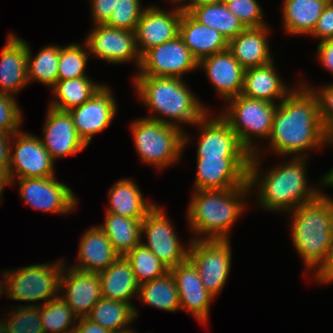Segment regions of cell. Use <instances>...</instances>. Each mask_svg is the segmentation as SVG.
<instances>
[{"mask_svg": "<svg viewBox=\"0 0 333 333\" xmlns=\"http://www.w3.org/2000/svg\"><path fill=\"white\" fill-rule=\"evenodd\" d=\"M330 0H284L282 17L288 34L309 35Z\"/></svg>", "mask_w": 333, "mask_h": 333, "instance_id": "obj_30", "label": "cell"}, {"mask_svg": "<svg viewBox=\"0 0 333 333\" xmlns=\"http://www.w3.org/2000/svg\"><path fill=\"white\" fill-rule=\"evenodd\" d=\"M130 125L140 159L159 170L180 160L189 141L183 129L146 117L136 119Z\"/></svg>", "mask_w": 333, "mask_h": 333, "instance_id": "obj_6", "label": "cell"}, {"mask_svg": "<svg viewBox=\"0 0 333 333\" xmlns=\"http://www.w3.org/2000/svg\"><path fill=\"white\" fill-rule=\"evenodd\" d=\"M63 333H78V329L75 326V327H73V328H71L69 330H65Z\"/></svg>", "mask_w": 333, "mask_h": 333, "instance_id": "obj_57", "label": "cell"}, {"mask_svg": "<svg viewBox=\"0 0 333 333\" xmlns=\"http://www.w3.org/2000/svg\"><path fill=\"white\" fill-rule=\"evenodd\" d=\"M109 206L105 213H114L142 221L157 205L146 201L141 190L130 178L117 181L109 190Z\"/></svg>", "mask_w": 333, "mask_h": 333, "instance_id": "obj_29", "label": "cell"}, {"mask_svg": "<svg viewBox=\"0 0 333 333\" xmlns=\"http://www.w3.org/2000/svg\"><path fill=\"white\" fill-rule=\"evenodd\" d=\"M14 96L0 93V132L13 135L20 131L23 114Z\"/></svg>", "mask_w": 333, "mask_h": 333, "instance_id": "obj_43", "label": "cell"}, {"mask_svg": "<svg viewBox=\"0 0 333 333\" xmlns=\"http://www.w3.org/2000/svg\"><path fill=\"white\" fill-rule=\"evenodd\" d=\"M4 277L5 280H2L0 279V297L2 295V293H5L6 291V295H7V275H6V270L4 271V273L2 274ZM5 289V291H4Z\"/></svg>", "mask_w": 333, "mask_h": 333, "instance_id": "obj_54", "label": "cell"}, {"mask_svg": "<svg viewBox=\"0 0 333 333\" xmlns=\"http://www.w3.org/2000/svg\"><path fill=\"white\" fill-rule=\"evenodd\" d=\"M100 85V83L92 82L89 77L57 80L52 87L55 99L50 101L49 107L60 111H70L87 102Z\"/></svg>", "mask_w": 333, "mask_h": 333, "instance_id": "obj_35", "label": "cell"}, {"mask_svg": "<svg viewBox=\"0 0 333 333\" xmlns=\"http://www.w3.org/2000/svg\"><path fill=\"white\" fill-rule=\"evenodd\" d=\"M182 14L183 11L176 7L168 12L156 6H146L134 31L140 54L179 36Z\"/></svg>", "mask_w": 333, "mask_h": 333, "instance_id": "obj_18", "label": "cell"}, {"mask_svg": "<svg viewBox=\"0 0 333 333\" xmlns=\"http://www.w3.org/2000/svg\"><path fill=\"white\" fill-rule=\"evenodd\" d=\"M27 42L9 33L0 55V93L15 96L27 86Z\"/></svg>", "mask_w": 333, "mask_h": 333, "instance_id": "obj_23", "label": "cell"}, {"mask_svg": "<svg viewBox=\"0 0 333 333\" xmlns=\"http://www.w3.org/2000/svg\"><path fill=\"white\" fill-rule=\"evenodd\" d=\"M8 314L4 320L8 333H44L40 305H21Z\"/></svg>", "mask_w": 333, "mask_h": 333, "instance_id": "obj_40", "label": "cell"}, {"mask_svg": "<svg viewBox=\"0 0 333 333\" xmlns=\"http://www.w3.org/2000/svg\"><path fill=\"white\" fill-rule=\"evenodd\" d=\"M142 6L140 0H116L115 9L106 25L134 32L145 9Z\"/></svg>", "mask_w": 333, "mask_h": 333, "instance_id": "obj_41", "label": "cell"}, {"mask_svg": "<svg viewBox=\"0 0 333 333\" xmlns=\"http://www.w3.org/2000/svg\"><path fill=\"white\" fill-rule=\"evenodd\" d=\"M251 157H197L195 190L231 189L248 182Z\"/></svg>", "mask_w": 333, "mask_h": 333, "instance_id": "obj_15", "label": "cell"}, {"mask_svg": "<svg viewBox=\"0 0 333 333\" xmlns=\"http://www.w3.org/2000/svg\"><path fill=\"white\" fill-rule=\"evenodd\" d=\"M198 68L204 69L215 91L225 102L242 93L245 69L228 49L201 59Z\"/></svg>", "mask_w": 333, "mask_h": 333, "instance_id": "obj_22", "label": "cell"}, {"mask_svg": "<svg viewBox=\"0 0 333 333\" xmlns=\"http://www.w3.org/2000/svg\"><path fill=\"white\" fill-rule=\"evenodd\" d=\"M268 140V148L276 156L308 157L305 151L330 145V136L320 119L317 98L310 88L300 83L279 102Z\"/></svg>", "mask_w": 333, "mask_h": 333, "instance_id": "obj_1", "label": "cell"}, {"mask_svg": "<svg viewBox=\"0 0 333 333\" xmlns=\"http://www.w3.org/2000/svg\"><path fill=\"white\" fill-rule=\"evenodd\" d=\"M19 194L31 208L57 214H68L76 209L77 198L70 187L55 176L20 178Z\"/></svg>", "mask_w": 333, "mask_h": 333, "instance_id": "obj_13", "label": "cell"}, {"mask_svg": "<svg viewBox=\"0 0 333 333\" xmlns=\"http://www.w3.org/2000/svg\"><path fill=\"white\" fill-rule=\"evenodd\" d=\"M100 276L102 297L121 302L132 303L138 295L139 284L136 281L131 263L125 256H119Z\"/></svg>", "mask_w": 333, "mask_h": 333, "instance_id": "obj_28", "label": "cell"}, {"mask_svg": "<svg viewBox=\"0 0 333 333\" xmlns=\"http://www.w3.org/2000/svg\"><path fill=\"white\" fill-rule=\"evenodd\" d=\"M77 320L78 333H112L87 317L78 318Z\"/></svg>", "mask_w": 333, "mask_h": 333, "instance_id": "obj_50", "label": "cell"}, {"mask_svg": "<svg viewBox=\"0 0 333 333\" xmlns=\"http://www.w3.org/2000/svg\"><path fill=\"white\" fill-rule=\"evenodd\" d=\"M224 3L246 28H260L267 25L263 20L262 7L257 0H224Z\"/></svg>", "mask_w": 333, "mask_h": 333, "instance_id": "obj_42", "label": "cell"}, {"mask_svg": "<svg viewBox=\"0 0 333 333\" xmlns=\"http://www.w3.org/2000/svg\"><path fill=\"white\" fill-rule=\"evenodd\" d=\"M188 13L199 23L221 33L228 42L246 29L224 2L196 6Z\"/></svg>", "mask_w": 333, "mask_h": 333, "instance_id": "obj_33", "label": "cell"}, {"mask_svg": "<svg viewBox=\"0 0 333 333\" xmlns=\"http://www.w3.org/2000/svg\"><path fill=\"white\" fill-rule=\"evenodd\" d=\"M310 35L321 41L333 39V0L326 5Z\"/></svg>", "mask_w": 333, "mask_h": 333, "instance_id": "obj_45", "label": "cell"}, {"mask_svg": "<svg viewBox=\"0 0 333 333\" xmlns=\"http://www.w3.org/2000/svg\"><path fill=\"white\" fill-rule=\"evenodd\" d=\"M5 186H7V184H6V181H5V179L0 175V202H2L1 200V198H2V193H3V190H4V188H5Z\"/></svg>", "mask_w": 333, "mask_h": 333, "instance_id": "obj_55", "label": "cell"}, {"mask_svg": "<svg viewBox=\"0 0 333 333\" xmlns=\"http://www.w3.org/2000/svg\"><path fill=\"white\" fill-rule=\"evenodd\" d=\"M138 314L135 304L101 297L87 318L112 333H126L135 331L129 325Z\"/></svg>", "mask_w": 333, "mask_h": 333, "instance_id": "obj_31", "label": "cell"}, {"mask_svg": "<svg viewBox=\"0 0 333 333\" xmlns=\"http://www.w3.org/2000/svg\"><path fill=\"white\" fill-rule=\"evenodd\" d=\"M133 85L140 101L156 113L146 118L182 129V123L194 125L210 111L181 78L136 76Z\"/></svg>", "mask_w": 333, "mask_h": 333, "instance_id": "obj_3", "label": "cell"}, {"mask_svg": "<svg viewBox=\"0 0 333 333\" xmlns=\"http://www.w3.org/2000/svg\"><path fill=\"white\" fill-rule=\"evenodd\" d=\"M324 192L309 203L289 211L291 237L305 270L314 272L324 262L333 241V199Z\"/></svg>", "mask_w": 333, "mask_h": 333, "instance_id": "obj_5", "label": "cell"}, {"mask_svg": "<svg viewBox=\"0 0 333 333\" xmlns=\"http://www.w3.org/2000/svg\"><path fill=\"white\" fill-rule=\"evenodd\" d=\"M43 130V138L40 140L54 161L76 155L87 147L78 135L68 111L49 107Z\"/></svg>", "mask_w": 333, "mask_h": 333, "instance_id": "obj_21", "label": "cell"}, {"mask_svg": "<svg viewBox=\"0 0 333 333\" xmlns=\"http://www.w3.org/2000/svg\"><path fill=\"white\" fill-rule=\"evenodd\" d=\"M224 112L219 115L236 133L241 145L251 154L259 155L260 146L255 138L266 140L270 137L273 116L277 104L265 100L246 97L242 94L226 101ZM254 140V143H253Z\"/></svg>", "mask_w": 333, "mask_h": 333, "instance_id": "obj_7", "label": "cell"}, {"mask_svg": "<svg viewBox=\"0 0 333 333\" xmlns=\"http://www.w3.org/2000/svg\"><path fill=\"white\" fill-rule=\"evenodd\" d=\"M173 227L158 204L142 220L141 235L145 234L147 242L141 243L169 269L185 262L189 250V244L185 246L179 241Z\"/></svg>", "mask_w": 333, "mask_h": 333, "instance_id": "obj_11", "label": "cell"}, {"mask_svg": "<svg viewBox=\"0 0 333 333\" xmlns=\"http://www.w3.org/2000/svg\"><path fill=\"white\" fill-rule=\"evenodd\" d=\"M317 59L321 66L333 74V39L320 41L317 46Z\"/></svg>", "mask_w": 333, "mask_h": 333, "instance_id": "obj_49", "label": "cell"}, {"mask_svg": "<svg viewBox=\"0 0 333 333\" xmlns=\"http://www.w3.org/2000/svg\"><path fill=\"white\" fill-rule=\"evenodd\" d=\"M85 43L92 57H98L109 64H136L137 70L141 62V54L137 47L135 32L119 30L106 24L94 25Z\"/></svg>", "mask_w": 333, "mask_h": 333, "instance_id": "obj_14", "label": "cell"}, {"mask_svg": "<svg viewBox=\"0 0 333 333\" xmlns=\"http://www.w3.org/2000/svg\"><path fill=\"white\" fill-rule=\"evenodd\" d=\"M209 111L194 125L199 126L197 157H251L236 133L219 115L210 118ZM216 117V118H215Z\"/></svg>", "mask_w": 333, "mask_h": 333, "instance_id": "obj_17", "label": "cell"}, {"mask_svg": "<svg viewBox=\"0 0 333 333\" xmlns=\"http://www.w3.org/2000/svg\"><path fill=\"white\" fill-rule=\"evenodd\" d=\"M312 90L315 94L318 101V108L320 119L323 123V126L327 132V134L332 137L333 136V83L324 85L320 89H315L314 87H309L310 85H306ZM318 90V91H317Z\"/></svg>", "mask_w": 333, "mask_h": 333, "instance_id": "obj_44", "label": "cell"}, {"mask_svg": "<svg viewBox=\"0 0 333 333\" xmlns=\"http://www.w3.org/2000/svg\"><path fill=\"white\" fill-rule=\"evenodd\" d=\"M12 136L0 132V175L8 186V172L10 166V144Z\"/></svg>", "mask_w": 333, "mask_h": 333, "instance_id": "obj_48", "label": "cell"}, {"mask_svg": "<svg viewBox=\"0 0 333 333\" xmlns=\"http://www.w3.org/2000/svg\"><path fill=\"white\" fill-rule=\"evenodd\" d=\"M190 240L188 259L197 268L205 289L216 298L223 290L231 268L230 241Z\"/></svg>", "mask_w": 333, "mask_h": 333, "instance_id": "obj_9", "label": "cell"}, {"mask_svg": "<svg viewBox=\"0 0 333 333\" xmlns=\"http://www.w3.org/2000/svg\"><path fill=\"white\" fill-rule=\"evenodd\" d=\"M141 302L167 312L180 311L177 286L169 271L148 282L139 285L138 295Z\"/></svg>", "mask_w": 333, "mask_h": 333, "instance_id": "obj_34", "label": "cell"}, {"mask_svg": "<svg viewBox=\"0 0 333 333\" xmlns=\"http://www.w3.org/2000/svg\"><path fill=\"white\" fill-rule=\"evenodd\" d=\"M220 2H224V0H192L190 5L184 11L188 12L191 8L196 7V6L220 3Z\"/></svg>", "mask_w": 333, "mask_h": 333, "instance_id": "obj_52", "label": "cell"}, {"mask_svg": "<svg viewBox=\"0 0 333 333\" xmlns=\"http://www.w3.org/2000/svg\"><path fill=\"white\" fill-rule=\"evenodd\" d=\"M40 305V316L44 333H63L76 326L77 317L72 309L58 296L46 303L31 304ZM50 331V332H49Z\"/></svg>", "mask_w": 333, "mask_h": 333, "instance_id": "obj_37", "label": "cell"}, {"mask_svg": "<svg viewBox=\"0 0 333 333\" xmlns=\"http://www.w3.org/2000/svg\"><path fill=\"white\" fill-rule=\"evenodd\" d=\"M60 293L64 294L61 295L62 299L77 318L87 317L93 306L102 297L100 276L98 273L84 272L71 266L68 268L63 266Z\"/></svg>", "mask_w": 333, "mask_h": 333, "instance_id": "obj_19", "label": "cell"}, {"mask_svg": "<svg viewBox=\"0 0 333 333\" xmlns=\"http://www.w3.org/2000/svg\"><path fill=\"white\" fill-rule=\"evenodd\" d=\"M131 263L138 284L165 275L170 269L162 263L145 245L139 243L126 256Z\"/></svg>", "mask_w": 333, "mask_h": 333, "instance_id": "obj_38", "label": "cell"}, {"mask_svg": "<svg viewBox=\"0 0 333 333\" xmlns=\"http://www.w3.org/2000/svg\"><path fill=\"white\" fill-rule=\"evenodd\" d=\"M179 296L180 310L190 312L206 324L209 320L210 304L215 298L205 289L197 268L187 259L171 268Z\"/></svg>", "mask_w": 333, "mask_h": 333, "instance_id": "obj_20", "label": "cell"}, {"mask_svg": "<svg viewBox=\"0 0 333 333\" xmlns=\"http://www.w3.org/2000/svg\"><path fill=\"white\" fill-rule=\"evenodd\" d=\"M198 61L192 56L180 36L154 46L141 55L136 76L181 78L197 70Z\"/></svg>", "mask_w": 333, "mask_h": 333, "instance_id": "obj_12", "label": "cell"}, {"mask_svg": "<svg viewBox=\"0 0 333 333\" xmlns=\"http://www.w3.org/2000/svg\"><path fill=\"white\" fill-rule=\"evenodd\" d=\"M90 4L94 25L106 24L115 9L116 0H91Z\"/></svg>", "mask_w": 333, "mask_h": 333, "instance_id": "obj_46", "label": "cell"}, {"mask_svg": "<svg viewBox=\"0 0 333 333\" xmlns=\"http://www.w3.org/2000/svg\"><path fill=\"white\" fill-rule=\"evenodd\" d=\"M59 261V262H58ZM28 265L7 275V295L12 300L46 303L60 296V278L65 262Z\"/></svg>", "mask_w": 333, "mask_h": 333, "instance_id": "obj_8", "label": "cell"}, {"mask_svg": "<svg viewBox=\"0 0 333 333\" xmlns=\"http://www.w3.org/2000/svg\"><path fill=\"white\" fill-rule=\"evenodd\" d=\"M179 36L198 62L205 57L228 49L229 42L221 33L199 23L185 11L181 16Z\"/></svg>", "mask_w": 333, "mask_h": 333, "instance_id": "obj_25", "label": "cell"}, {"mask_svg": "<svg viewBox=\"0 0 333 333\" xmlns=\"http://www.w3.org/2000/svg\"><path fill=\"white\" fill-rule=\"evenodd\" d=\"M0 333H8L5 322L0 321Z\"/></svg>", "mask_w": 333, "mask_h": 333, "instance_id": "obj_56", "label": "cell"}, {"mask_svg": "<svg viewBox=\"0 0 333 333\" xmlns=\"http://www.w3.org/2000/svg\"><path fill=\"white\" fill-rule=\"evenodd\" d=\"M9 157V186L20 178L55 176L54 162L56 161L51 158L40 137L34 134L21 132V130L13 134Z\"/></svg>", "mask_w": 333, "mask_h": 333, "instance_id": "obj_10", "label": "cell"}, {"mask_svg": "<svg viewBox=\"0 0 333 333\" xmlns=\"http://www.w3.org/2000/svg\"><path fill=\"white\" fill-rule=\"evenodd\" d=\"M330 144H333V136L330 137ZM320 186L324 187H332L333 186V167L327 174L324 175L323 178L320 179L319 184Z\"/></svg>", "mask_w": 333, "mask_h": 333, "instance_id": "obj_51", "label": "cell"}, {"mask_svg": "<svg viewBox=\"0 0 333 333\" xmlns=\"http://www.w3.org/2000/svg\"><path fill=\"white\" fill-rule=\"evenodd\" d=\"M274 61L260 67L245 69L242 95L276 103L283 100L291 91L275 70Z\"/></svg>", "mask_w": 333, "mask_h": 333, "instance_id": "obj_27", "label": "cell"}, {"mask_svg": "<svg viewBox=\"0 0 333 333\" xmlns=\"http://www.w3.org/2000/svg\"><path fill=\"white\" fill-rule=\"evenodd\" d=\"M77 264L72 268L84 272L100 273L120 256L99 226H92L80 238Z\"/></svg>", "mask_w": 333, "mask_h": 333, "instance_id": "obj_24", "label": "cell"}, {"mask_svg": "<svg viewBox=\"0 0 333 333\" xmlns=\"http://www.w3.org/2000/svg\"><path fill=\"white\" fill-rule=\"evenodd\" d=\"M87 44H69L59 46L57 80L88 77L84 72L90 56ZM88 50V51H87Z\"/></svg>", "mask_w": 333, "mask_h": 333, "instance_id": "obj_39", "label": "cell"}, {"mask_svg": "<svg viewBox=\"0 0 333 333\" xmlns=\"http://www.w3.org/2000/svg\"><path fill=\"white\" fill-rule=\"evenodd\" d=\"M260 155H251L248 168L250 189L256 190L258 205L264 210L289 212L299 205L319 197L323 191L315 186L309 187L306 172L307 157H292L285 163L275 166L261 176ZM256 184V185H255ZM256 186V187H255Z\"/></svg>", "mask_w": 333, "mask_h": 333, "instance_id": "obj_2", "label": "cell"}, {"mask_svg": "<svg viewBox=\"0 0 333 333\" xmlns=\"http://www.w3.org/2000/svg\"><path fill=\"white\" fill-rule=\"evenodd\" d=\"M27 78L28 83L38 81L52 88L57 82L59 45H47L32 56L30 46L27 43Z\"/></svg>", "mask_w": 333, "mask_h": 333, "instance_id": "obj_36", "label": "cell"}, {"mask_svg": "<svg viewBox=\"0 0 333 333\" xmlns=\"http://www.w3.org/2000/svg\"><path fill=\"white\" fill-rule=\"evenodd\" d=\"M268 26L246 28L228 43V50L244 68L260 67L274 61L267 35Z\"/></svg>", "mask_w": 333, "mask_h": 333, "instance_id": "obj_26", "label": "cell"}, {"mask_svg": "<svg viewBox=\"0 0 333 333\" xmlns=\"http://www.w3.org/2000/svg\"><path fill=\"white\" fill-rule=\"evenodd\" d=\"M107 85L101 84L84 104L69 112L78 135L86 145L94 134L104 131L117 114V104Z\"/></svg>", "mask_w": 333, "mask_h": 333, "instance_id": "obj_16", "label": "cell"}, {"mask_svg": "<svg viewBox=\"0 0 333 333\" xmlns=\"http://www.w3.org/2000/svg\"><path fill=\"white\" fill-rule=\"evenodd\" d=\"M250 192L248 182L231 189L195 190L187 210L190 229L199 235L192 240H229V231L244 213Z\"/></svg>", "mask_w": 333, "mask_h": 333, "instance_id": "obj_4", "label": "cell"}, {"mask_svg": "<svg viewBox=\"0 0 333 333\" xmlns=\"http://www.w3.org/2000/svg\"><path fill=\"white\" fill-rule=\"evenodd\" d=\"M169 1L172 2V3H174V4H176V5L179 4V5H177L176 8L179 9V10L184 11L190 5V3H191L192 0H169ZM185 1H187V2L184 3Z\"/></svg>", "mask_w": 333, "mask_h": 333, "instance_id": "obj_53", "label": "cell"}, {"mask_svg": "<svg viewBox=\"0 0 333 333\" xmlns=\"http://www.w3.org/2000/svg\"><path fill=\"white\" fill-rule=\"evenodd\" d=\"M313 274L315 275L314 279L319 284L333 283V241L328 249L324 262Z\"/></svg>", "mask_w": 333, "mask_h": 333, "instance_id": "obj_47", "label": "cell"}, {"mask_svg": "<svg viewBox=\"0 0 333 333\" xmlns=\"http://www.w3.org/2000/svg\"><path fill=\"white\" fill-rule=\"evenodd\" d=\"M98 226L105 232L120 256H126L142 241V221L137 219L105 213L104 223Z\"/></svg>", "mask_w": 333, "mask_h": 333, "instance_id": "obj_32", "label": "cell"}]
</instances>
